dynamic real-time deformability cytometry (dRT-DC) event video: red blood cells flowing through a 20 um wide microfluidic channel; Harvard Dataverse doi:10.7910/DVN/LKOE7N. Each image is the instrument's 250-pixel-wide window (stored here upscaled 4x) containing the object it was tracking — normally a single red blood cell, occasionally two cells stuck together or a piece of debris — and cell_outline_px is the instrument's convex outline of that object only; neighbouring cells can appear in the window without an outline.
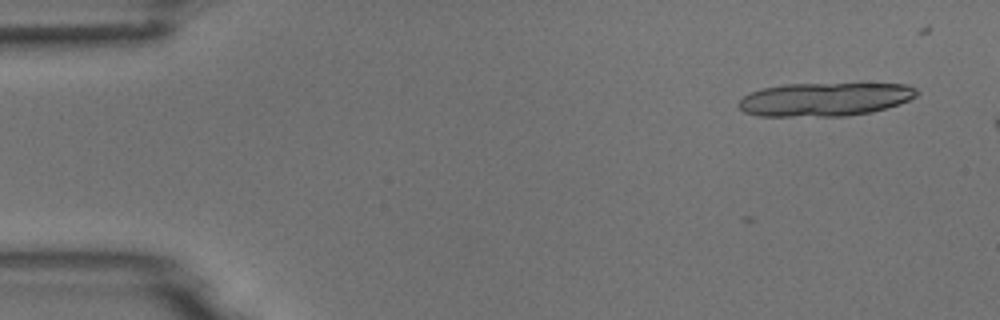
{"species": "common noctule bat (a hibernating species)", "species_latin": "Nyctalus noctula", "temperature_condition": "room temperature", "stored_images_in_passage": 3, "camera_frame_rate_fps": 3000, "um_per_image_px": 0.085, "animal": {"sex": "male", "body_mass_g": 18.8}, "frame": {"image": 1, "passage_image": 1, "time_ms": 0.0, "image_size_px": [1000, 320], "cell_outline_px": [[920, 92], [916, 96], [908, 100], [872, 112], [848, 116], [760, 116], [744, 112], [736, 104], [744, 96], [752, 92], [764, 88], [784, 84], [908, 84], [916, 88]], "centroid_in_image_um": [70.1, 8.44], "position_along_channel_um": 14.9, "area_um2": 34.62}}